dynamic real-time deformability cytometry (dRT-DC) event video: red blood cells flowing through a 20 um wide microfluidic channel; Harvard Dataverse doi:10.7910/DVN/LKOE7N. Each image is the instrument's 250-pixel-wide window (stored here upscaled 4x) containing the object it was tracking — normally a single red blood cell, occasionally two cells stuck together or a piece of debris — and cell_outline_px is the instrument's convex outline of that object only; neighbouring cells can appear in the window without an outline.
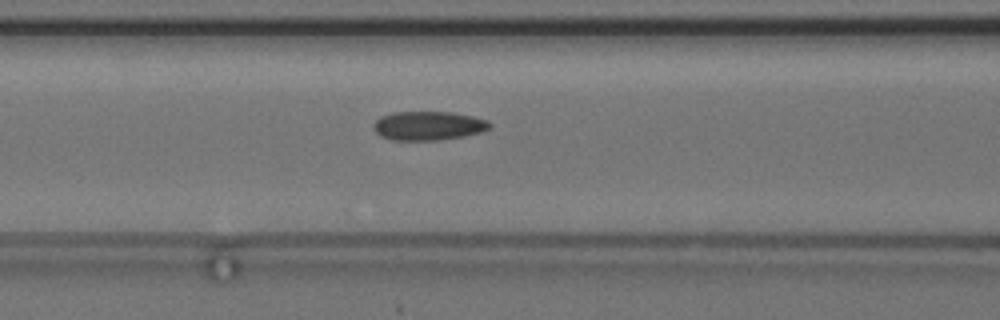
{"species": "common noctule bat (a hibernating species)", "species_latin": "Nyctalus noctula", "temperature_condition": "cold", "stored_images_in_passage": 38, "camera_frame_rate_fps": 3000, "um_per_image_px": 0.085, "animal": {"sex": "female", "body_mass_g": 24.6, "forearm_length_mm": 56.2}, "frame": {"image": 1, "passage_image": 6, "time_ms": 1.667, "image_size_px": [1000, 320], "cell_outline_px": [[492, 128], [480, 132], [464, 136], [440, 140], [392, 140], [380, 136], [376, 132], [372, 124], [380, 116], [392, 112], [452, 112], [472, 116], [488, 120], [492, 124]], "centroid_in_image_um": [36.41, 10.68], "position_along_channel_um": 130.2, "area_um2": 19.77}, "authors_computed_cell_mechanics": {"area_um2": 19.363, "velocity_mm_per_s": 3.6723, "shape_relaxation_time_tau1_ms": null, "shape_relaxation_time_tau2_ms": 3.7407, "deformation_change_tau1": null, "deformation_change_tau2": 0.0911}}